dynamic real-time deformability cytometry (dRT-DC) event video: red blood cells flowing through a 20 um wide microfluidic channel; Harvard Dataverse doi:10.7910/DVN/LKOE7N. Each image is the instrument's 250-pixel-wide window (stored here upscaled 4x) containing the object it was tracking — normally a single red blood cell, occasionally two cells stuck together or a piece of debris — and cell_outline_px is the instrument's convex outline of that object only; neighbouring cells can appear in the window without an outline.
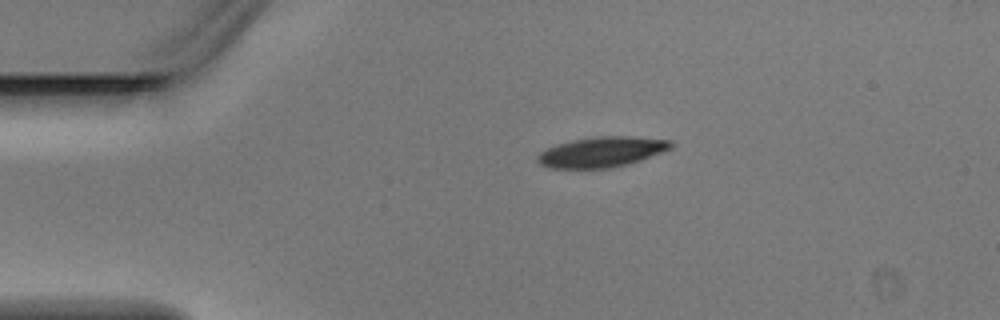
{"species": "Egyptian fruit bat (a non-hibernating species)", "species_latin": "Rousettus aegyptiacus", "temperature_condition": "warm", "stored_images_in_passage": 2, "camera_frame_rate_fps": 3000, "um_per_image_px": 0.085, "animal": {"sex": "male"}, "frame": {"image": 1, "passage_image": 1, "time_ms": 0.0, "image_size_px": [1000, 320], "cell_outline_px": [[676, 144], [672, 148], [640, 160], [628, 164], [612, 168], [552, 168], [540, 164], [536, 160], [536, 156], [540, 152], [556, 144], [572, 140], [600, 136], [632, 136], [672, 140]], "centroid_in_image_um": [51.17, 12.91], "position_along_channel_um": 33.8, "area_um2": 23.64}}